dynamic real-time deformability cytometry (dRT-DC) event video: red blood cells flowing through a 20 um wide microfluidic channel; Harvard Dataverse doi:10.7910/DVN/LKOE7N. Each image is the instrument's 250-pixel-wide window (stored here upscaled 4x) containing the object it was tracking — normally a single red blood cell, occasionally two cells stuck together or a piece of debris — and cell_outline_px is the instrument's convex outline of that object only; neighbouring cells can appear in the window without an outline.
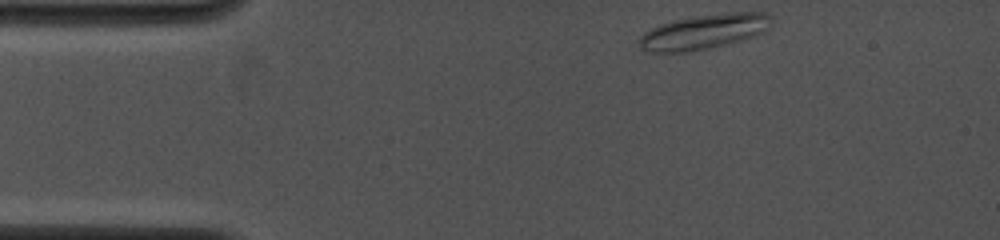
{"species": "common noctule bat (a hibernating species)", "species_latin": "Nyctalus noctula", "temperature_condition": "cold", "stored_images_in_passage": 58, "camera_frame_rate_fps": 4000, "um_per_image_px": 0.085, "animal": {"sex": "female", "body_mass_g": 19.0, "forearm_length_mm": 53.3}, "frame": {"image": 1, "passage_image": 1, "time_ms": 0.0, "image_size_px": [1000, 240], "cell_outline_px": [[772, 24], [764, 32], [728, 44], [712, 48], [688, 52], [652, 52], [640, 48], [640, 36], [644, 32], [660, 24], [672, 20], [696, 16], [728, 12], [768, 12], [772, 16]], "centroid_in_image_um": [59.87, 2.69], "position_along_channel_um": 25.1, "area_um2": 26.99}}
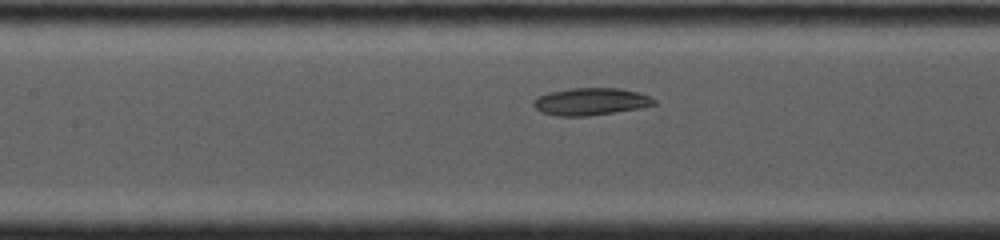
{"frame": {"image": 2, "passage_image": 23, "time_ms": 4.75, "image_size_px": [1000, 240], "cell_outline_px": [[656, 104], [640, 108], [588, 116], [556, 116], [540, 112], [532, 104], [532, 100], [536, 96], [548, 92], [572, 88], [620, 88], [640, 92], [656, 100]], "centroid_in_image_um": [50.17, 8.63], "position_along_channel_um": 157.2, "area_um2": 19.36}}
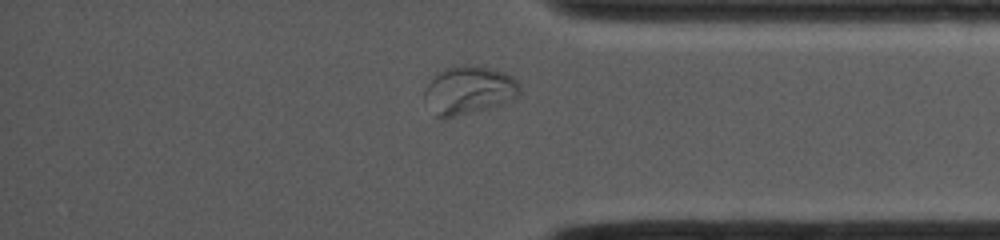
{"frame": {"image": 3, "passage_image": 51, "time_ms": 10.75, "image_size_px": [1000, 240], "cell_outline_px": [[520, 92], [512, 100], [444, 120], [440, 120], [436, 116], [424, 92], [424, 88], [444, 68], [460, 64], [472, 64], [492, 68], [504, 72], [512, 76], [520, 84]], "centroid_in_image_um": [39.87, 7.64], "position_along_channel_um": 395.3, "area_um2": 26.53}}